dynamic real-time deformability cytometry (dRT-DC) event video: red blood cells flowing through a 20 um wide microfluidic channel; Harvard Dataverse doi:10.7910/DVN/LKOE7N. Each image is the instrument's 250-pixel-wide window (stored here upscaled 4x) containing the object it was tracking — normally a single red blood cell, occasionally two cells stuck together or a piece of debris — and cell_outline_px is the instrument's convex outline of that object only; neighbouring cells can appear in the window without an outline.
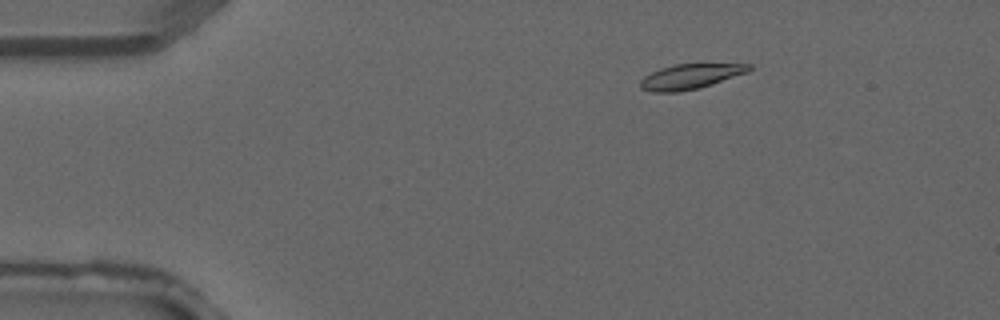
{"species": "common noctule bat (a hibernating species)", "species_latin": "Nyctalus noctula", "temperature_condition": "warm", "stored_images_in_passage": 4, "camera_frame_rate_fps": 3000, "um_per_image_px": 0.085, "animal": {"sex": "male", "forearm_length_mm": 52.5}, "frame": {"image": 1, "passage_image": 2, "time_ms": 0.333, "image_size_px": [1000, 320], "cell_outline_px": [[752, 68], [748, 72], [700, 88], [680, 92], [652, 92], [640, 88], [640, 80], [644, 76], [660, 68], [676, 64], [752, 64]], "centroid_in_image_um": [58.66, 6.51], "position_along_channel_um": 26.3, "area_um2": 15.84}}